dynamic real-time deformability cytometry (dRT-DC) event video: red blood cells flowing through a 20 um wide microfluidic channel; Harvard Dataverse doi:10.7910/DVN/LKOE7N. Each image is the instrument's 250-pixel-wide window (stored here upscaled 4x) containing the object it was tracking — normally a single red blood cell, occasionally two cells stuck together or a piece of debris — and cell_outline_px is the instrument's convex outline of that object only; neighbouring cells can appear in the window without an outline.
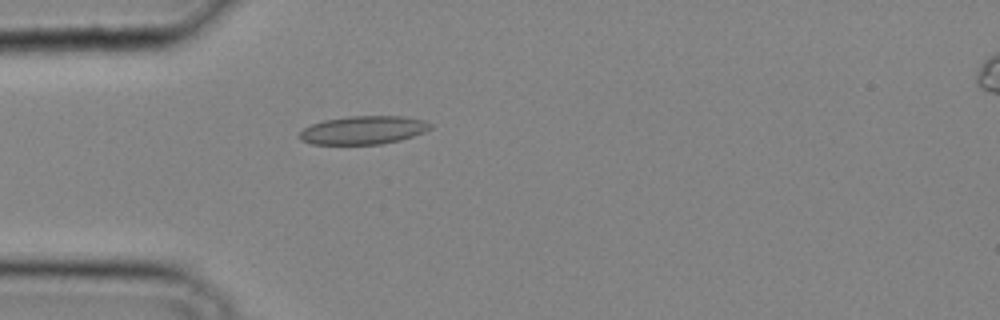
{"species": "common noctule bat (a hibernating species)", "species_latin": "Nyctalus noctula", "temperature_condition": "cold", "stored_images_in_passage": 28, "camera_frame_rate_fps": 3000, "um_per_image_px": 0.085, "animal": {"sex": "male", "body_mass_g": 20.4}, "frame": {"image": 1, "passage_image": 6, "time_ms": 1.667, "image_size_px": [1000, 320], "cell_outline_px": [[432, 128], [424, 132], [400, 140], [380, 144], [312, 144], [300, 140], [300, 132], [304, 128], [312, 124], [324, 120], [348, 116], [404, 116], [424, 120], [432, 124]], "centroid_in_image_um": [30.9, 11.05], "position_along_channel_um": 54.1, "area_um2": 21.56}}
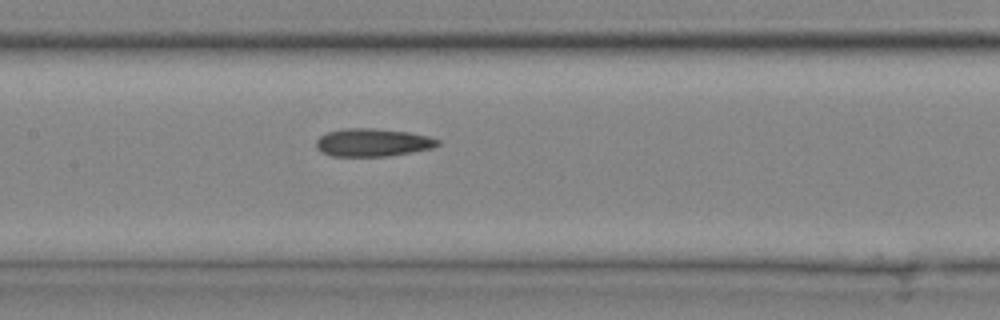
{"frame": {"image": 2, "passage_image": 13, "time_ms": 4.0, "image_size_px": [1000, 320], "cell_outline_px": [[440, 144], [432, 148], [388, 156], [332, 156], [320, 152], [316, 148], [316, 140], [320, 136], [328, 132], [344, 128], [372, 128], [408, 132], [428, 136], [440, 140]], "centroid_in_image_um": [31.65, 12.11], "position_along_channel_um": 175.7, "area_um2": 19.77}}
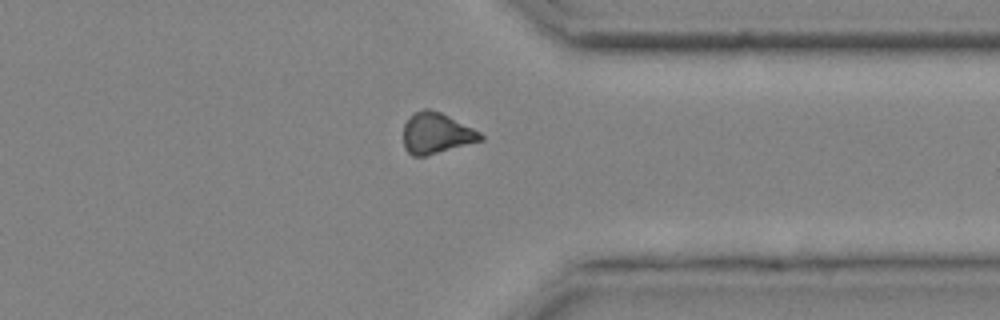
{"frame": {"image": 3, "passage_image": 24, "time_ms": 7.667, "image_size_px": [1000, 320], "cell_outline_px": [[484, 140], [424, 156], [412, 156], [404, 148], [404, 124], [416, 112], [424, 108], [428, 108], [440, 112], [480, 132], [484, 136]], "centroid_in_image_um": [37.09, 11.34], "position_along_channel_um": 374.3, "area_um2": 18.09}}